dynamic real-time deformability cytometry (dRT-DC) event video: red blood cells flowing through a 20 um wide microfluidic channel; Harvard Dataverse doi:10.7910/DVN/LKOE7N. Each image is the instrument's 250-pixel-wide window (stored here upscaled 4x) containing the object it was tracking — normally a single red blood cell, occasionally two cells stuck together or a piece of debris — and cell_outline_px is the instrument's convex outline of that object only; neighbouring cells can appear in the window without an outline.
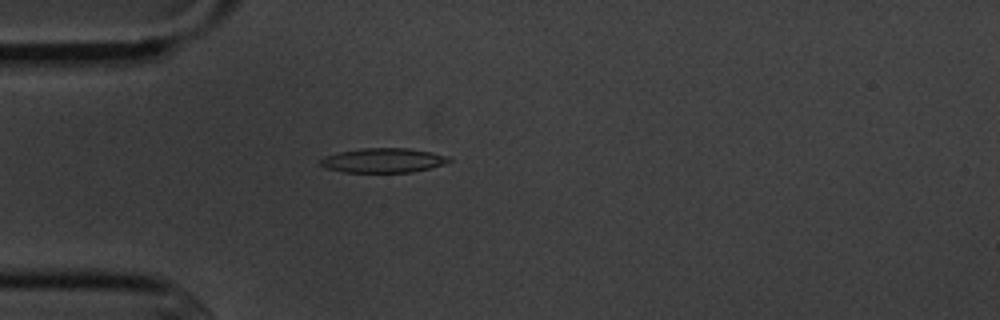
{"species": "common noctule bat (a hibernating species)", "species_latin": "Nyctalus noctula", "temperature_condition": "cold", "stored_images_in_passage": 5, "camera_frame_rate_fps": 3000, "um_per_image_px": 0.085, "animal": {"sex": "male", "body_mass_g": 20.1, "forearm_length_mm": 53.5}, "frame": {"image": 1, "passage_image": 5, "time_ms": 4.667, "image_size_px": [1000, 320], "cell_outline_px": [[452, 160], [444, 164], [432, 168], [412, 172], [344, 172], [328, 168], [320, 164], [320, 160], [324, 156], [340, 152], [364, 148], [408, 148], [432, 152], [448, 156]], "centroid_in_image_um": [32.62, 13.63], "position_along_channel_um": 52.4, "area_um2": 18.26}}